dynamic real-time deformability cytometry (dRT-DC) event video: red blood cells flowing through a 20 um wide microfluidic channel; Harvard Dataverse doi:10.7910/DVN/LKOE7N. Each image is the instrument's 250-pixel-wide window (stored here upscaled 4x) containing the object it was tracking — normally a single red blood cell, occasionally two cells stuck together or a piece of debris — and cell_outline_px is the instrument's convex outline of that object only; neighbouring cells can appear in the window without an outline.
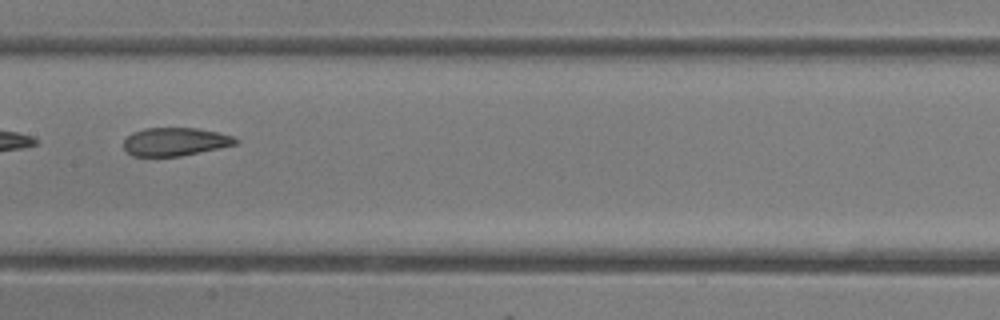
{"species": "common noctule bat (a hibernating species)", "species_latin": "Nyctalus noctula", "temperature_condition": "room temperature", "stored_images_in_passage": 30, "camera_frame_rate_fps": 3000, "um_per_image_px": 0.085, "animal": {"sex": "female"}, "frame": {"image": 1, "passage_image": 9, "time_ms": 2.667, "image_size_px": [1000, 320], "cell_outline_px": [[240, 140], [236, 144], [220, 148], [180, 156], [132, 156], [124, 148], [124, 140], [132, 132], [144, 128], [196, 128], [216, 132], [232, 136]], "centroid_in_image_um": [14.88, 12.04], "position_along_channel_um": 192.5, "area_um2": 18.32}}